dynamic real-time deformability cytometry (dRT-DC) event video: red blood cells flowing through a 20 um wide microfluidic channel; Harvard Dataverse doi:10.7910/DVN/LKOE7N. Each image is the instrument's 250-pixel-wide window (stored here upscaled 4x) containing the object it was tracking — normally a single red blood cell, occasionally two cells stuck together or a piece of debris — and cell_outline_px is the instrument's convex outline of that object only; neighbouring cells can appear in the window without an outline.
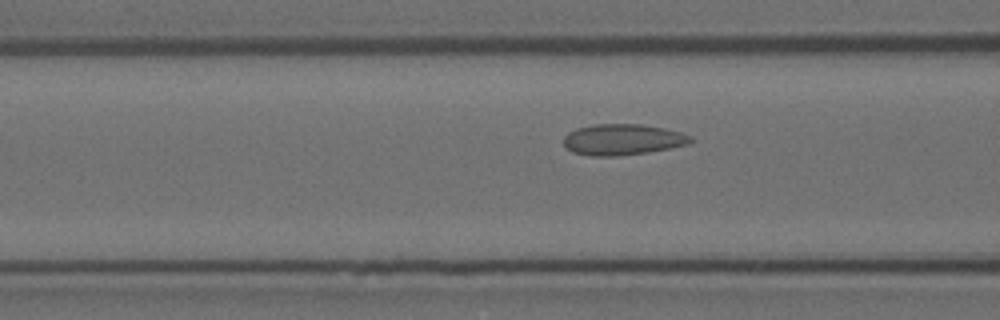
{"species": "Egyptian fruit bat (a non-hibernating species)", "species_latin": "Rousettus aegyptiacus", "temperature_condition": "room temperature", "stored_images_in_passage": 8, "camera_frame_rate_fps": 3000, "um_per_image_px": 0.085, "animal": {"sex": "female"}, "frame": {"image": 1, "passage_image": 5, "time_ms": 1.333, "image_size_px": [1000, 320], "cell_outline_px": [[692, 140], [688, 144], [648, 152], [616, 156], [592, 156], [572, 152], [564, 144], [564, 136], [568, 132], [576, 128], [592, 124], [640, 124], [664, 128], [680, 132], [692, 136]], "centroid_in_image_um": [52.9, 11.85], "position_along_channel_um": 113.7, "area_um2": 22.89}}